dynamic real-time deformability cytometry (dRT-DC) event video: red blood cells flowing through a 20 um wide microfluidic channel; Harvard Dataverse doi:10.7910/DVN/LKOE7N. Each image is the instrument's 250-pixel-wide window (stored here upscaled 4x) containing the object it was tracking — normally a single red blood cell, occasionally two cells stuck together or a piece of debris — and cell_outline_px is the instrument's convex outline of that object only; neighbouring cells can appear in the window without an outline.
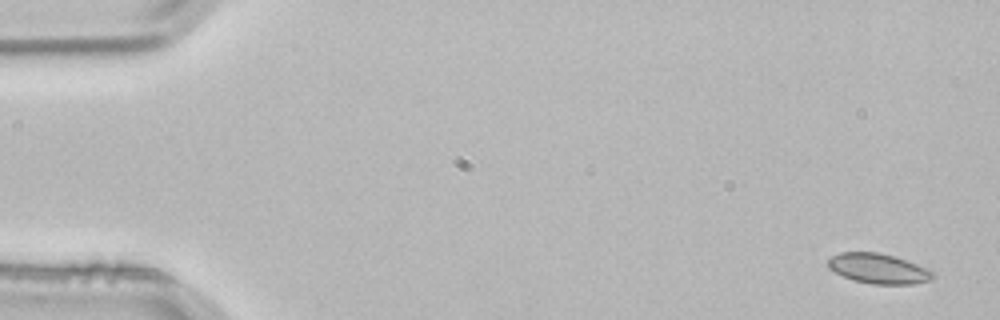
{"species": "common noctule bat (a hibernating species)", "species_latin": "Nyctalus noctula", "temperature_condition": "room temperature", "stored_images_in_passage": 4, "camera_frame_rate_fps": 3000, "um_per_image_px": 0.085, "animal": {"sex": "male", "body_mass_g": 21.5, "forearm_length_mm": 52.0}, "frame": {"image": 1, "passage_image": 1, "time_ms": 0.0, "image_size_px": [1000, 320], "cell_outline_px": [[936, 276], [928, 280], [916, 284], [872, 284], [852, 280], [828, 268], [824, 264], [832, 256], [840, 252], [876, 252], [892, 256], [932, 268]], "centroid_in_image_um": [74.68, 22.83], "position_along_channel_um": 10.3, "area_um2": 18.55}}